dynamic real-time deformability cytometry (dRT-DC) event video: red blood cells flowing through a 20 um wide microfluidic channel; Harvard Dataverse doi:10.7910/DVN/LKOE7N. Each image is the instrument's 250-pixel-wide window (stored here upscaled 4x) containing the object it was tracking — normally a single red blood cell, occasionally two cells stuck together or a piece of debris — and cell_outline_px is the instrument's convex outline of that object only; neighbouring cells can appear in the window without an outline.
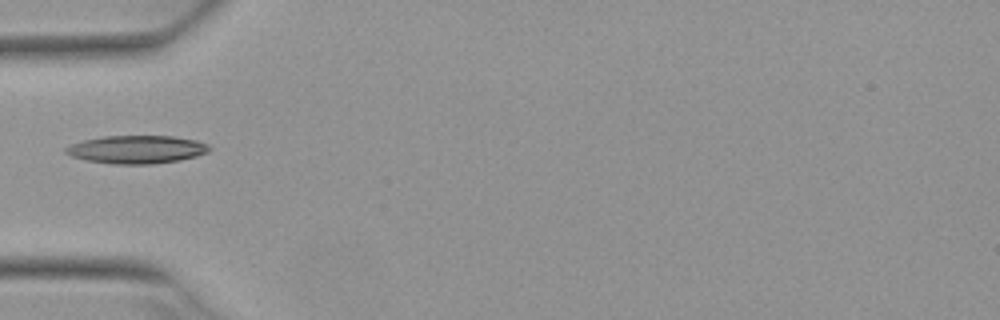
{"species": "Egyptian fruit bat (a non-hibernating species)", "species_latin": "Rousettus aegyptiacus", "temperature_condition": "warm", "stored_images_in_passage": 3, "camera_frame_rate_fps": 3000, "um_per_image_px": 0.085, "animal": {"sex": "female"}, "frame": {"image": 1, "passage_image": 3, "time_ms": 0.667, "image_size_px": [1000, 320], "cell_outline_px": [[212, 148], [208, 152], [196, 156], [180, 160], [152, 164], [112, 164], [88, 160], [72, 156], [64, 152], [64, 148], [72, 144], [84, 140], [104, 136], [172, 136], [196, 140], [208, 144]], "centroid_in_image_um": [11.64, 12.7], "position_along_channel_um": 73.4, "area_um2": 23.41}}